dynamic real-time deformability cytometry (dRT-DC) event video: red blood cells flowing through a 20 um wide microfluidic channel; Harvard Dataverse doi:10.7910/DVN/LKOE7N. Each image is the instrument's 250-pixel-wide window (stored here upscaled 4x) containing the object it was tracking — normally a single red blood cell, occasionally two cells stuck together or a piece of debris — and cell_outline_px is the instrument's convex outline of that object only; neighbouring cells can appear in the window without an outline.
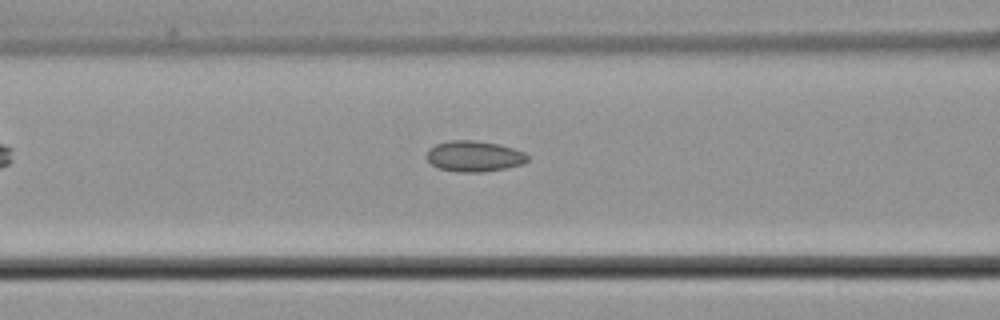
{"species": "common noctule bat (a hibernating species)", "species_latin": "Nyctalus noctula", "temperature_condition": "cold", "stored_images_in_passage": 4, "camera_frame_rate_fps": 3000, "um_per_image_px": 0.085, "animal": {"sex": "male", "body_mass_g": 21.5, "forearm_length_mm": 52.0}, "frame": {"image": 1, "passage_image": 4, "time_ms": 3.667, "image_size_px": [1000, 320], "cell_outline_px": [[528, 160], [520, 164], [504, 168], [480, 172], [456, 172], [440, 168], [432, 164], [424, 156], [428, 148], [436, 144], [448, 140], [476, 140], [496, 144], [512, 148], [524, 152], [528, 156]], "centroid_in_image_um": [40.24, 13.27], "position_along_channel_um": 126.4, "area_um2": 18.03}}